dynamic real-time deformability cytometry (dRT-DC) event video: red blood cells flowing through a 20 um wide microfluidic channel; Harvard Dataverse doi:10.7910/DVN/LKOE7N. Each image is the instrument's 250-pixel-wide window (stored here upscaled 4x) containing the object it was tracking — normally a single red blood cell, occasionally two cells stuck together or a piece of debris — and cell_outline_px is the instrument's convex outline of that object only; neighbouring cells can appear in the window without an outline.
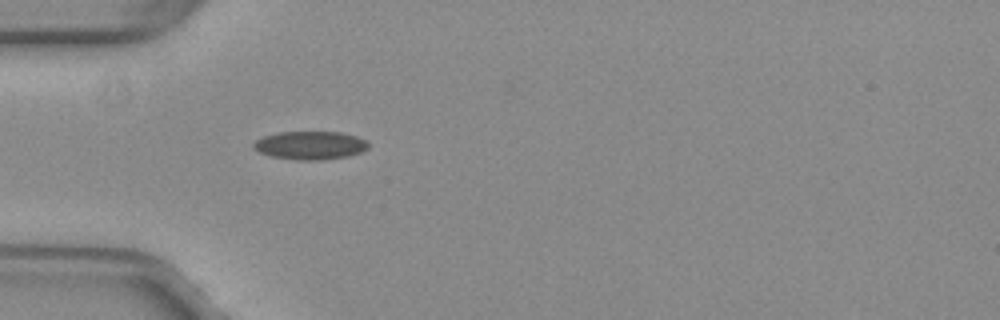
{"species": "common noctule bat (a hibernating species)", "species_latin": "Nyctalus noctula", "temperature_condition": "warm", "stored_images_in_passage": 36, "camera_frame_rate_fps": 3000, "um_per_image_px": 0.085, "animal": {"sex": "female", "body_mass_g": 29.2, "forearm_length_mm": 56.3}, "frame": {"image": 1, "passage_image": 1, "time_ms": 0.0, "image_size_px": [1000, 320], "cell_outline_px": [[368, 148], [360, 152], [348, 156], [324, 160], [296, 160], [268, 156], [252, 148], [252, 144], [256, 140], [264, 136], [280, 132], [340, 132], [356, 136], [368, 140]], "centroid_in_image_um": [26.36, 12.36], "position_along_channel_um": 58.6, "area_um2": 19.07}}
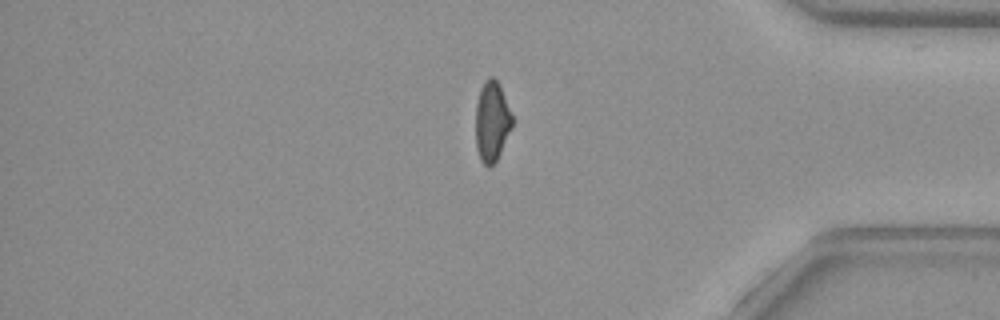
{"frame": {"image": 2, "passage_image": 28, "time_ms": 9.0, "image_size_px": [1000, 320], "cell_outline_px": [[512, 124], [500, 152], [496, 160], [488, 168], [480, 160], [476, 148], [476, 104], [480, 88], [484, 80], [488, 76], [492, 76], [500, 84], [512, 116]], "centroid_in_image_um": [41.78, 10.28], "position_along_channel_um": 393.4, "area_um2": 16.94}}
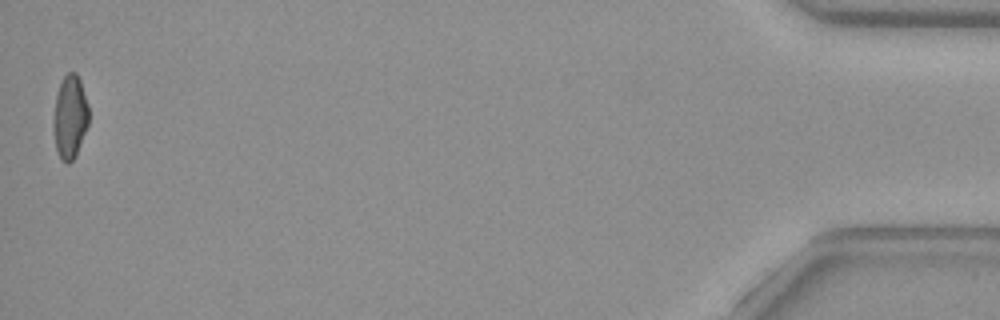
{"frame": {"image": 3, "passage_image": 36, "time_ms": 11.667, "image_size_px": [1000, 320], "cell_outline_px": [[88, 124], [76, 156], [68, 164], [64, 164], [60, 160], [56, 148], [52, 124], [56, 96], [60, 80], [68, 72], [76, 72], [80, 80], [88, 104]], "centroid_in_image_um": [5.93, 9.96], "position_along_channel_um": 429.3, "area_um2": 17.4}, "authors_computed_cell_mechanics": {"area_um2": 18.0625, "velocity_mm_per_s": 4.0471, "shape_relaxation_time_tau1_ms": null, "shape_relaxation_time_tau2_ms": 1.6652, "deformation_change_tau1": null, "deformation_change_tau2": 0.066}}